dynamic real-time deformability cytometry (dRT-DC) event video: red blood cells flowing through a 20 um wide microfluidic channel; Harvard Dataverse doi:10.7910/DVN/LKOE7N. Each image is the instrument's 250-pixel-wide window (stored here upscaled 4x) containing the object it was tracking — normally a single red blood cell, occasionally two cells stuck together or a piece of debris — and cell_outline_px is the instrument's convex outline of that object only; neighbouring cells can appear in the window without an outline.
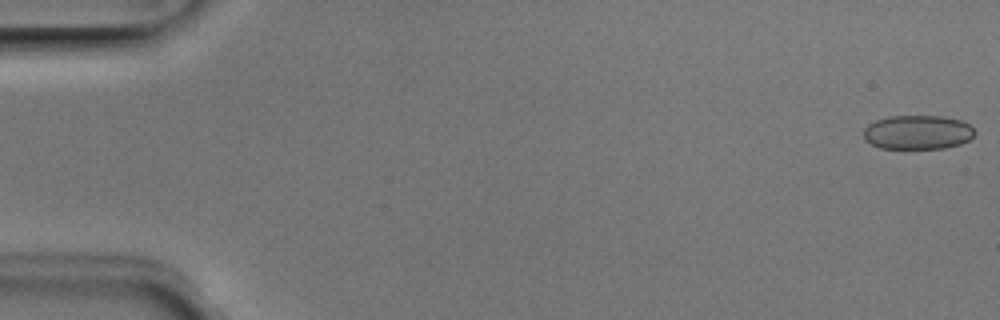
{"species": "Egyptian fruit bat (a non-hibernating species)", "species_latin": "Rousettus aegyptiacus", "temperature_condition": "room temperature", "stored_images_in_passage": 51, "camera_frame_rate_fps": 3000, "um_per_image_px": 0.085, "animal": {"sex": "male"}, "frame": {"image": 1, "passage_image": 1, "time_ms": 0.0, "image_size_px": [1000, 320], "cell_outline_px": [[976, 132], [968, 140], [960, 144], [944, 148], [880, 148], [864, 140], [864, 128], [868, 124], [876, 120], [888, 116], [944, 116], [960, 120], [968, 124]], "centroid_in_image_um": [77.98, 11.24], "position_along_channel_um": 7.0, "area_um2": 22.08}}
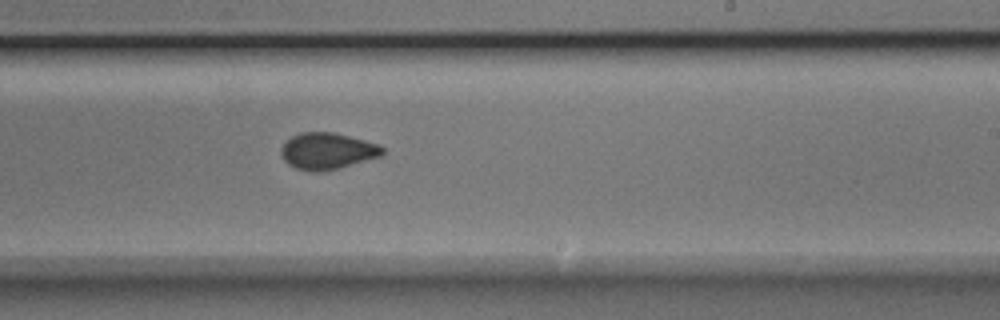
{"frame": {"image": 2, "passage_image": 31, "time_ms": 10.0, "image_size_px": [1000, 320], "cell_outline_px": [[384, 156], [324, 172], [312, 172], [296, 168], [288, 164], [280, 156], [280, 148], [292, 136], [300, 132], [332, 132], [380, 144], [384, 148]], "centroid_in_image_um": [27.84, 12.85], "position_along_channel_um": 261.2, "area_um2": 21.85}}
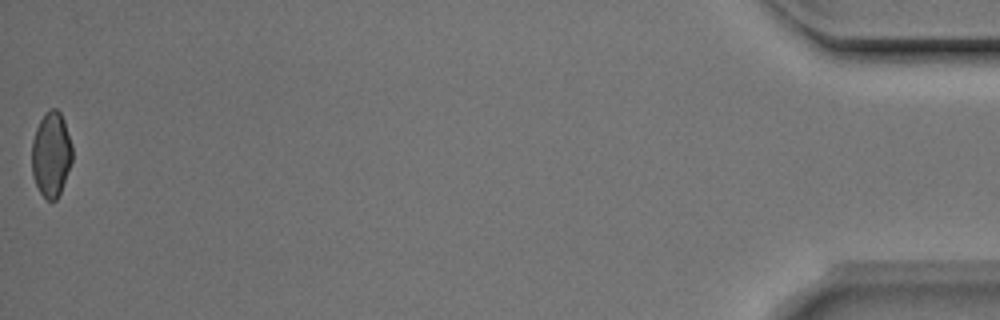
{"frame": {"image": 3, "passage_image": 51, "time_ms": 16.667, "image_size_px": [1000, 320], "cell_outline_px": [[72, 160], [60, 192], [56, 200], [48, 200], [40, 192], [32, 176], [32, 140], [36, 128], [44, 112], [52, 108], [56, 108], [60, 112], [64, 120], [72, 144]], "centroid_in_image_um": [4.34, 13.08], "position_along_channel_um": 430.9, "area_um2": 20.0}, "authors_computed_cell_mechanics": {"area_um2": 21.7906, "velocity_mm_per_s": 3.9901, "shape_relaxation_time_tau1_ms": 6.5956, "shape_relaxation_time_tau2_ms": 1.2783, "deformation_change_tau1": 0.1144, "deformation_change_tau2": 0.0504}}